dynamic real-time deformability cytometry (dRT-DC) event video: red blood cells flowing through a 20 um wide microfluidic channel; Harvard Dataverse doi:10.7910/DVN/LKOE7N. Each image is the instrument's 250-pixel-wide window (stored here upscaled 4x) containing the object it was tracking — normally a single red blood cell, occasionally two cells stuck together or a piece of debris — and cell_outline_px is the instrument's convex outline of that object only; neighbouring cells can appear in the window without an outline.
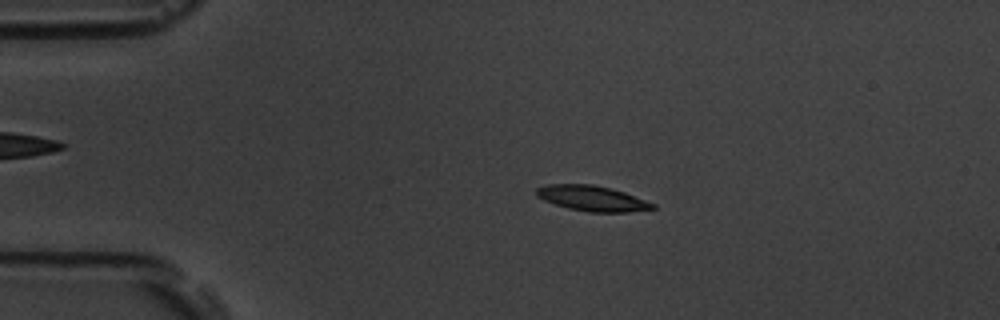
{"species": "common noctule bat (a hibernating species)", "species_latin": "Nyctalus noctula", "temperature_condition": "room temperature", "stored_images_in_passage": 48, "camera_frame_rate_fps": 3000, "um_per_image_px": 0.085, "animal": {"sex": "male", "body_mass_g": 19.5, "forearm_length_mm": 54.6}, "frame": {"image": 1, "passage_image": 3, "time_ms": 0.667, "image_size_px": [1000, 320], "cell_outline_px": [[656, 208], [628, 212], [588, 212], [568, 208], [544, 200], [536, 196], [536, 188], [548, 184], [592, 184], [612, 188], [624, 192], [656, 204]], "centroid_in_image_um": [50.34, 16.85], "position_along_channel_um": 34.7, "area_um2": 17.17}}
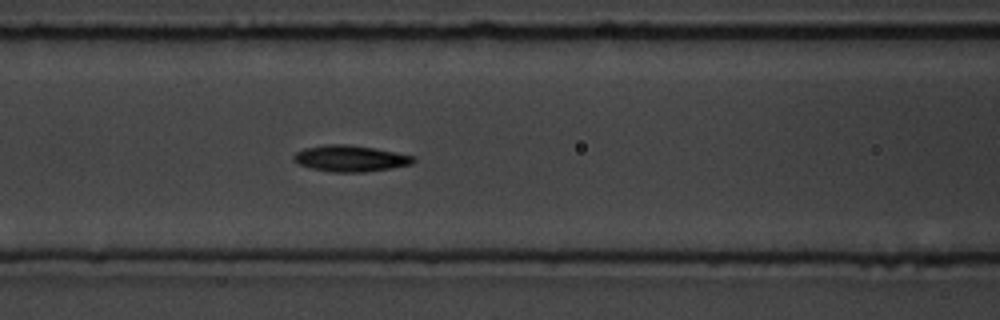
{"frame": {"image": 2, "passage_image": 15, "time_ms": 4.667, "image_size_px": [1000, 320], "cell_outline_px": [[416, 160], [412, 164], [392, 168], [364, 172], [332, 172], [312, 168], [300, 164], [292, 160], [292, 156], [296, 152], [304, 148], [324, 144], [348, 144], [372, 148], [412, 156]], "centroid_in_image_um": [29.73, 13.47], "position_along_channel_um": 136.9, "area_um2": 18.15}}
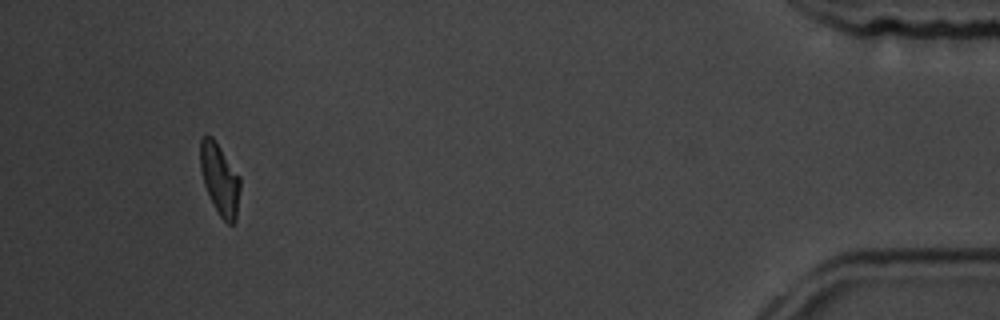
{"frame": {"image": 3, "passage_image": 44, "time_ms": 14.333, "image_size_px": [1000, 320], "cell_outline_px": [[240, 188], [236, 220], [232, 224], [228, 224], [220, 216], [204, 184], [200, 168], [200, 140], [204, 136], [212, 136], [240, 176]], "centroid_in_image_um": [18.69, 15.22], "position_along_channel_um": 416.5, "area_um2": 16.3}, "authors_computed_cell_mechanics": {"area_um2": 17.4556, "velocity_mm_per_s": 3.6242, "shape_relaxation_time_tau1_ms": 3.5789, "shape_relaxation_time_tau2_ms": 4.4697, "deformation_change_tau1": 0.1418, "deformation_change_tau2": 0.117}}